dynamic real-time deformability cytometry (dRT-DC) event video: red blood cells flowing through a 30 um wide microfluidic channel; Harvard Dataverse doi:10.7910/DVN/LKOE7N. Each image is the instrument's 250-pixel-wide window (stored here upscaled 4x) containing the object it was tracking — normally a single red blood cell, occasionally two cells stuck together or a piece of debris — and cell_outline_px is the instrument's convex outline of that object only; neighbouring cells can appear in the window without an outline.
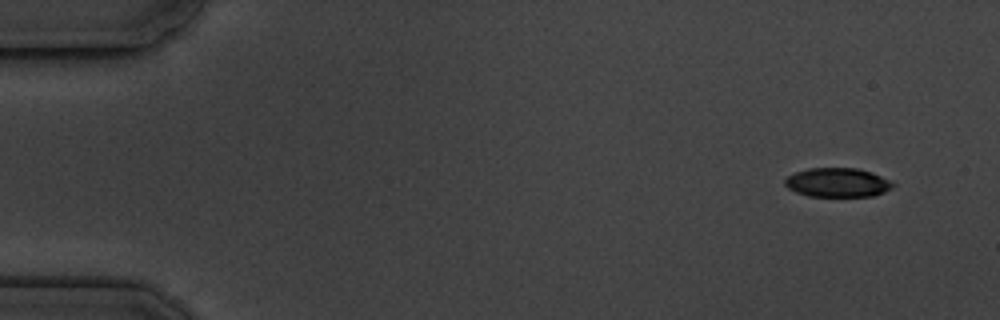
{"species": "common noctule bat (a hibernating species)", "species_latin": "Nyctalus noctula", "temperature_condition": "cold", "stored_images_in_passage": 6, "camera_frame_rate_fps": 3000, "um_per_image_px": 0.085, "animal": {"sex": "male", "body_mass_g": 19.5, "forearm_length_mm": 54.6}, "frame": {"image": 1, "passage_image": 1, "time_ms": 0.0, "image_size_px": [1000, 320], "cell_outline_px": [[896, 184], [892, 188], [884, 192], [872, 196], [808, 196], [796, 192], [788, 188], [784, 184], [784, 180], [788, 176], [796, 172], [808, 168], [856, 168], [872, 172]], "centroid_in_image_um": [71.18, 15.51], "position_along_channel_um": 13.8, "area_um2": 18.26}}
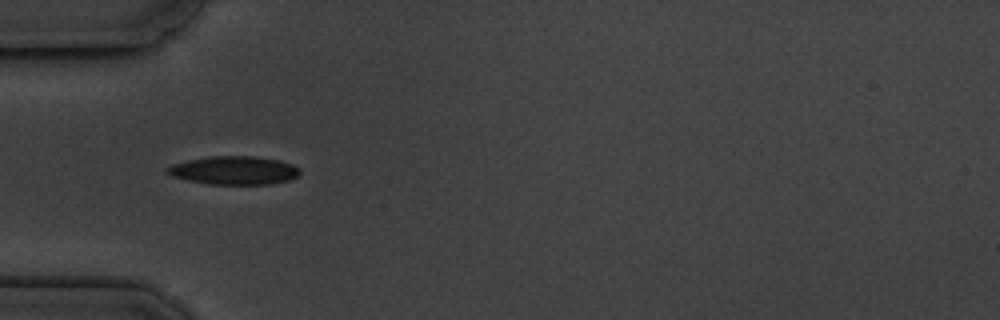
{"frame": {"image": 2, "passage_image": 5, "time_ms": 4.667, "image_size_px": [1000, 320], "cell_outline_px": [[300, 172], [296, 176], [288, 180], [272, 184], [212, 184], [188, 180], [172, 176], [164, 172], [164, 168], [172, 164], [188, 160], [212, 156], [256, 156], [280, 160], [292, 164], [300, 168]], "centroid_in_image_um": [19.88, 14.47], "position_along_channel_um": 65.1, "area_um2": 21.96}}